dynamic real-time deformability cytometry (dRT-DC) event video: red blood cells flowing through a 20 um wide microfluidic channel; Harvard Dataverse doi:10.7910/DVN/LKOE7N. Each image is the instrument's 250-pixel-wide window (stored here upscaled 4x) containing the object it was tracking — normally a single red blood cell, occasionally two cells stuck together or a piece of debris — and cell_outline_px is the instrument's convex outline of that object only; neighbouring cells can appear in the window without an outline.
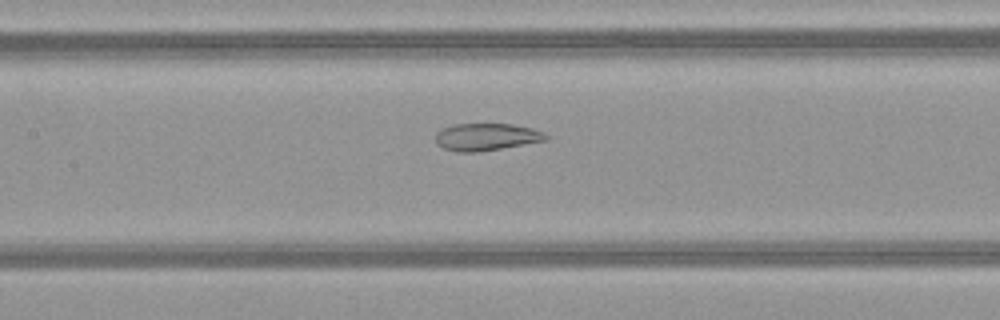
{"species": "common noctule bat (a hibernating species)", "species_latin": "Nyctalus noctula", "temperature_condition": "warm", "stored_images_in_passage": 50, "camera_frame_rate_fps": 3000, "um_per_image_px": 0.085, "animal": {"sex": "female", "body_mass_g": 21.9}, "frame": {"image": 1, "passage_image": 24, "time_ms": 7.667, "image_size_px": [1000, 320], "cell_outline_px": [[548, 140], [480, 152], [460, 152], [444, 148], [436, 144], [436, 132], [444, 128], [456, 124], [512, 124], [532, 128], [544, 132], [548, 136]], "centroid_in_image_um": [41.36, 11.64], "position_along_channel_um": 166.0, "area_um2": 17.51}}
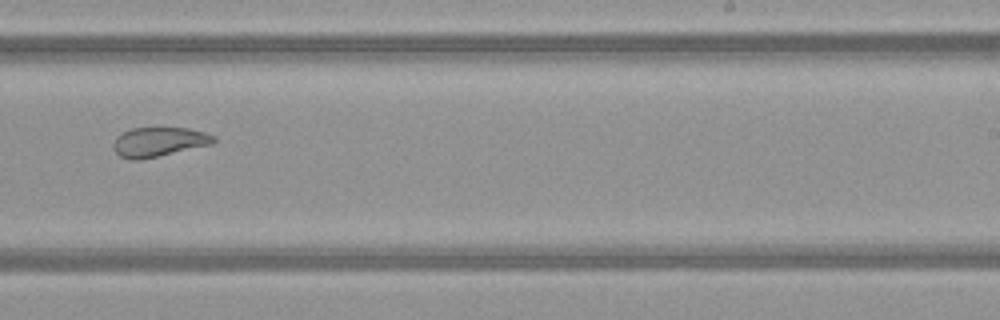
{"frame": {"image": 2, "passage_image": 32, "time_ms": 10.333, "image_size_px": [1000, 320], "cell_outline_px": [[216, 140], [212, 144], [140, 160], [132, 160], [120, 156], [116, 152], [112, 144], [116, 136], [132, 128], [188, 128], [204, 132], [216, 136]], "centroid_in_image_um": [13.5, 12.06], "position_along_channel_um": 275.5, "area_um2": 17.11}}
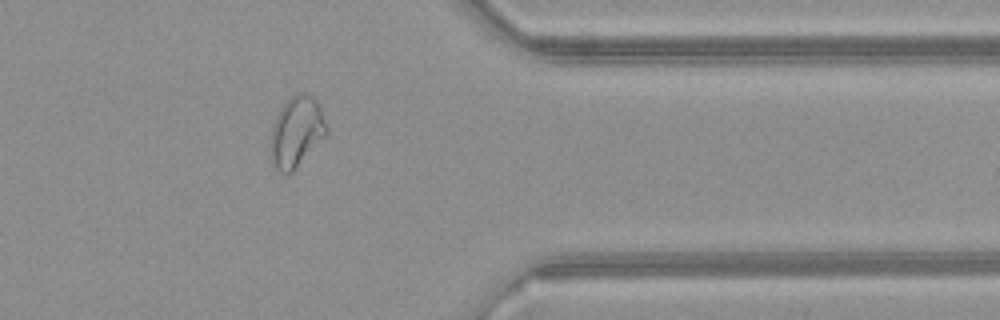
{"frame": {"image": 3, "passage_image": 41, "time_ms": 13.333, "image_size_px": [1000, 320], "cell_outline_px": [[328, 132], [292, 172], [280, 172], [272, 164], [268, 144], [272, 124], [280, 108], [296, 92], [304, 92], [312, 96], [320, 104], [328, 128]], "centroid_in_image_um": [25.17, 11.18], "position_along_channel_um": 386.2, "area_um2": 23.24}, "authors_computed_cell_mechanics": {"area_um2": 23.9292, "velocity_mm_per_s": 4.1253, "shape_relaxation_time_tau1_ms": null, "shape_relaxation_time_tau2_ms": 1.4162, "deformation_change_tau1": null, "deformation_change_tau2": 0.0739}}